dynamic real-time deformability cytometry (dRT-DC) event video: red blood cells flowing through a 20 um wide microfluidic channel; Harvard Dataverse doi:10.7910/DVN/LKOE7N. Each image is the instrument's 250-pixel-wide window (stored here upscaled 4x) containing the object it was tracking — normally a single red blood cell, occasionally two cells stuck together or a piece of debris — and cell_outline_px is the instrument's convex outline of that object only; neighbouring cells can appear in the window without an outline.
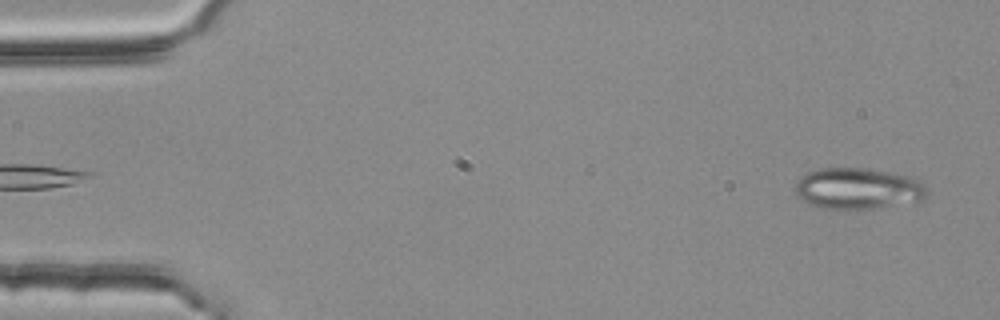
{"species": "common noctule bat (a hibernating species)", "species_latin": "Nyctalus noctula", "temperature_condition": "room temperature", "stored_images_in_passage": 53, "segment_of_instrument_passage": [1, 2], "camera_frame_rate_fps": 3000, "um_per_image_px": 0.085, "animal": {"sex": "female", "body_mass_g": 25.1}, "frame": {"image": 1, "passage_image": 2, "time_ms": 0.333, "image_size_px": [1000, 320], "cell_outline_px": [[928, 196], [920, 200], [872, 208], [820, 208], [808, 204], [796, 196], [796, 180], [800, 176], [808, 172], [820, 168], [864, 168], [912, 176], [920, 180], [924, 184], [928, 192]], "centroid_in_image_um": [72.9, 16.01], "position_along_channel_um": 12.1, "area_um2": 31.56}}